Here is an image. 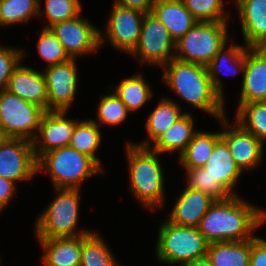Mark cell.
Returning a JSON list of instances; mask_svg holds the SVG:
<instances>
[{"mask_svg": "<svg viewBox=\"0 0 266 266\" xmlns=\"http://www.w3.org/2000/svg\"><path fill=\"white\" fill-rule=\"evenodd\" d=\"M187 188L201 191L215 200H224L233 196L220 182L215 181L203 168L186 169Z\"/></svg>", "mask_w": 266, "mask_h": 266, "instance_id": "33", "label": "cell"}, {"mask_svg": "<svg viewBox=\"0 0 266 266\" xmlns=\"http://www.w3.org/2000/svg\"><path fill=\"white\" fill-rule=\"evenodd\" d=\"M66 113L67 111H45L42 115L39 135L32 141L36 159L51 150L69 146L74 127L79 120L67 119ZM38 137H41V140Z\"/></svg>", "mask_w": 266, "mask_h": 266, "instance_id": "14", "label": "cell"}, {"mask_svg": "<svg viewBox=\"0 0 266 266\" xmlns=\"http://www.w3.org/2000/svg\"><path fill=\"white\" fill-rule=\"evenodd\" d=\"M235 122L264 143L266 140V101L238 105Z\"/></svg>", "mask_w": 266, "mask_h": 266, "instance_id": "31", "label": "cell"}, {"mask_svg": "<svg viewBox=\"0 0 266 266\" xmlns=\"http://www.w3.org/2000/svg\"><path fill=\"white\" fill-rule=\"evenodd\" d=\"M112 251L95 232L81 236L80 266H118Z\"/></svg>", "mask_w": 266, "mask_h": 266, "instance_id": "29", "label": "cell"}, {"mask_svg": "<svg viewBox=\"0 0 266 266\" xmlns=\"http://www.w3.org/2000/svg\"><path fill=\"white\" fill-rule=\"evenodd\" d=\"M76 58L52 65L44 70L48 95V111H67L77 90Z\"/></svg>", "mask_w": 266, "mask_h": 266, "instance_id": "12", "label": "cell"}, {"mask_svg": "<svg viewBox=\"0 0 266 266\" xmlns=\"http://www.w3.org/2000/svg\"><path fill=\"white\" fill-rule=\"evenodd\" d=\"M215 181L220 182L231 194L242 174L236 165L226 142L220 138L212 150L210 159L202 167Z\"/></svg>", "mask_w": 266, "mask_h": 266, "instance_id": "21", "label": "cell"}, {"mask_svg": "<svg viewBox=\"0 0 266 266\" xmlns=\"http://www.w3.org/2000/svg\"><path fill=\"white\" fill-rule=\"evenodd\" d=\"M193 120L192 115L185 112L180 119L154 142L153 148L150 149L160 154L176 152L178 150L180 155L197 132L194 129L195 124Z\"/></svg>", "mask_w": 266, "mask_h": 266, "instance_id": "24", "label": "cell"}, {"mask_svg": "<svg viewBox=\"0 0 266 266\" xmlns=\"http://www.w3.org/2000/svg\"><path fill=\"white\" fill-rule=\"evenodd\" d=\"M182 266H212L207 256L197 258L193 261L183 264Z\"/></svg>", "mask_w": 266, "mask_h": 266, "instance_id": "42", "label": "cell"}, {"mask_svg": "<svg viewBox=\"0 0 266 266\" xmlns=\"http://www.w3.org/2000/svg\"><path fill=\"white\" fill-rule=\"evenodd\" d=\"M81 17L79 14L50 27L70 58L94 53L104 41L101 32Z\"/></svg>", "mask_w": 266, "mask_h": 266, "instance_id": "10", "label": "cell"}, {"mask_svg": "<svg viewBox=\"0 0 266 266\" xmlns=\"http://www.w3.org/2000/svg\"><path fill=\"white\" fill-rule=\"evenodd\" d=\"M144 15L113 3L103 37H107L114 48L131 54L138 44Z\"/></svg>", "mask_w": 266, "mask_h": 266, "instance_id": "13", "label": "cell"}, {"mask_svg": "<svg viewBox=\"0 0 266 266\" xmlns=\"http://www.w3.org/2000/svg\"><path fill=\"white\" fill-rule=\"evenodd\" d=\"M266 101V47H249L238 105Z\"/></svg>", "mask_w": 266, "mask_h": 266, "instance_id": "16", "label": "cell"}, {"mask_svg": "<svg viewBox=\"0 0 266 266\" xmlns=\"http://www.w3.org/2000/svg\"><path fill=\"white\" fill-rule=\"evenodd\" d=\"M38 240L45 250L44 266H80L81 236Z\"/></svg>", "mask_w": 266, "mask_h": 266, "instance_id": "22", "label": "cell"}, {"mask_svg": "<svg viewBox=\"0 0 266 266\" xmlns=\"http://www.w3.org/2000/svg\"><path fill=\"white\" fill-rule=\"evenodd\" d=\"M49 172L54 188L80 189L83 180L93 177L103 169L89 156L70 146L42 154L37 159V172Z\"/></svg>", "mask_w": 266, "mask_h": 266, "instance_id": "4", "label": "cell"}, {"mask_svg": "<svg viewBox=\"0 0 266 266\" xmlns=\"http://www.w3.org/2000/svg\"><path fill=\"white\" fill-rule=\"evenodd\" d=\"M58 195L36 220L38 239L77 237L92 231L76 232L79 220L80 189L55 188Z\"/></svg>", "mask_w": 266, "mask_h": 266, "instance_id": "5", "label": "cell"}, {"mask_svg": "<svg viewBox=\"0 0 266 266\" xmlns=\"http://www.w3.org/2000/svg\"><path fill=\"white\" fill-rule=\"evenodd\" d=\"M251 239L210 243L207 257L212 266H249Z\"/></svg>", "mask_w": 266, "mask_h": 266, "instance_id": "25", "label": "cell"}, {"mask_svg": "<svg viewBox=\"0 0 266 266\" xmlns=\"http://www.w3.org/2000/svg\"><path fill=\"white\" fill-rule=\"evenodd\" d=\"M175 50L176 42L167 28L151 12L146 13L138 44L131 54L139 56L141 64L147 62L163 67L175 57Z\"/></svg>", "mask_w": 266, "mask_h": 266, "instance_id": "9", "label": "cell"}, {"mask_svg": "<svg viewBox=\"0 0 266 266\" xmlns=\"http://www.w3.org/2000/svg\"><path fill=\"white\" fill-rule=\"evenodd\" d=\"M82 10L81 2L79 0H45V11L41 12L39 3V16L42 14L48 18V25L50 28L56 23L63 22L77 17Z\"/></svg>", "mask_w": 266, "mask_h": 266, "instance_id": "35", "label": "cell"}, {"mask_svg": "<svg viewBox=\"0 0 266 266\" xmlns=\"http://www.w3.org/2000/svg\"><path fill=\"white\" fill-rule=\"evenodd\" d=\"M180 107L173 100L162 98L146 122L147 133L150 141L155 142L185 113H181Z\"/></svg>", "mask_w": 266, "mask_h": 266, "instance_id": "27", "label": "cell"}, {"mask_svg": "<svg viewBox=\"0 0 266 266\" xmlns=\"http://www.w3.org/2000/svg\"><path fill=\"white\" fill-rule=\"evenodd\" d=\"M227 22H198L176 42L174 58L207 66L227 43Z\"/></svg>", "mask_w": 266, "mask_h": 266, "instance_id": "7", "label": "cell"}, {"mask_svg": "<svg viewBox=\"0 0 266 266\" xmlns=\"http://www.w3.org/2000/svg\"><path fill=\"white\" fill-rule=\"evenodd\" d=\"M219 121L227 127L221 132V138L226 142L239 169L243 172L257 167L263 157L264 143L243 129L237 122L231 128V126L228 127L225 117Z\"/></svg>", "mask_w": 266, "mask_h": 266, "instance_id": "15", "label": "cell"}, {"mask_svg": "<svg viewBox=\"0 0 266 266\" xmlns=\"http://www.w3.org/2000/svg\"><path fill=\"white\" fill-rule=\"evenodd\" d=\"M16 183L0 177V208L3 210L15 194Z\"/></svg>", "mask_w": 266, "mask_h": 266, "instance_id": "40", "label": "cell"}, {"mask_svg": "<svg viewBox=\"0 0 266 266\" xmlns=\"http://www.w3.org/2000/svg\"><path fill=\"white\" fill-rule=\"evenodd\" d=\"M215 201L206 193L186 187L179 195L167 220L179 226L197 227Z\"/></svg>", "mask_w": 266, "mask_h": 266, "instance_id": "19", "label": "cell"}, {"mask_svg": "<svg viewBox=\"0 0 266 266\" xmlns=\"http://www.w3.org/2000/svg\"><path fill=\"white\" fill-rule=\"evenodd\" d=\"M248 47H266V0H234Z\"/></svg>", "mask_w": 266, "mask_h": 266, "instance_id": "18", "label": "cell"}, {"mask_svg": "<svg viewBox=\"0 0 266 266\" xmlns=\"http://www.w3.org/2000/svg\"><path fill=\"white\" fill-rule=\"evenodd\" d=\"M221 133L197 131L189 145L179 155V162L185 169L202 168L210 159L215 143Z\"/></svg>", "mask_w": 266, "mask_h": 266, "instance_id": "26", "label": "cell"}, {"mask_svg": "<svg viewBox=\"0 0 266 266\" xmlns=\"http://www.w3.org/2000/svg\"><path fill=\"white\" fill-rule=\"evenodd\" d=\"M22 57L21 49L0 46V92L7 88L12 71L21 63Z\"/></svg>", "mask_w": 266, "mask_h": 266, "instance_id": "38", "label": "cell"}, {"mask_svg": "<svg viewBox=\"0 0 266 266\" xmlns=\"http://www.w3.org/2000/svg\"><path fill=\"white\" fill-rule=\"evenodd\" d=\"M266 220V211L245 202L238 195L216 200L197 228L207 242L245 241ZM251 232V233H250Z\"/></svg>", "mask_w": 266, "mask_h": 266, "instance_id": "1", "label": "cell"}, {"mask_svg": "<svg viewBox=\"0 0 266 266\" xmlns=\"http://www.w3.org/2000/svg\"><path fill=\"white\" fill-rule=\"evenodd\" d=\"M162 68L164 82L179 97L216 119L225 117V99L212 87L207 66L173 58Z\"/></svg>", "mask_w": 266, "mask_h": 266, "instance_id": "2", "label": "cell"}, {"mask_svg": "<svg viewBox=\"0 0 266 266\" xmlns=\"http://www.w3.org/2000/svg\"><path fill=\"white\" fill-rule=\"evenodd\" d=\"M6 90L48 111L47 86L43 72L19 63L12 71Z\"/></svg>", "mask_w": 266, "mask_h": 266, "instance_id": "17", "label": "cell"}, {"mask_svg": "<svg viewBox=\"0 0 266 266\" xmlns=\"http://www.w3.org/2000/svg\"><path fill=\"white\" fill-rule=\"evenodd\" d=\"M226 45L227 43L217 52L213 60L207 65V70L210 77V81L212 83V87L223 99H224L223 96L224 88L222 86L223 84L220 81L221 79H219L217 74L223 72L222 70L225 67V65L226 67H228V69H230L229 70L230 72H227L228 75L231 74L235 75L244 71V65L246 62V53L249 48L248 46L244 47L243 45L241 46L233 44L230 45L229 49L227 48V50L225 51L224 49L226 48Z\"/></svg>", "mask_w": 266, "mask_h": 266, "instance_id": "23", "label": "cell"}, {"mask_svg": "<svg viewBox=\"0 0 266 266\" xmlns=\"http://www.w3.org/2000/svg\"><path fill=\"white\" fill-rule=\"evenodd\" d=\"M38 12L39 0H0V25L27 22Z\"/></svg>", "mask_w": 266, "mask_h": 266, "instance_id": "32", "label": "cell"}, {"mask_svg": "<svg viewBox=\"0 0 266 266\" xmlns=\"http://www.w3.org/2000/svg\"><path fill=\"white\" fill-rule=\"evenodd\" d=\"M155 0H115L114 4L138 10L144 14L150 13Z\"/></svg>", "mask_w": 266, "mask_h": 266, "instance_id": "41", "label": "cell"}, {"mask_svg": "<svg viewBox=\"0 0 266 266\" xmlns=\"http://www.w3.org/2000/svg\"><path fill=\"white\" fill-rule=\"evenodd\" d=\"M99 126L92 120L78 121L74 127L73 135L69 146L91 157L100 167V159H98L95 151L101 143V132Z\"/></svg>", "mask_w": 266, "mask_h": 266, "instance_id": "30", "label": "cell"}, {"mask_svg": "<svg viewBox=\"0 0 266 266\" xmlns=\"http://www.w3.org/2000/svg\"><path fill=\"white\" fill-rule=\"evenodd\" d=\"M37 47L40 56L48 63L46 67L60 64L71 59L51 28H42Z\"/></svg>", "mask_w": 266, "mask_h": 266, "instance_id": "36", "label": "cell"}, {"mask_svg": "<svg viewBox=\"0 0 266 266\" xmlns=\"http://www.w3.org/2000/svg\"><path fill=\"white\" fill-rule=\"evenodd\" d=\"M198 22H227L223 0H182Z\"/></svg>", "mask_w": 266, "mask_h": 266, "instance_id": "34", "label": "cell"}, {"mask_svg": "<svg viewBox=\"0 0 266 266\" xmlns=\"http://www.w3.org/2000/svg\"><path fill=\"white\" fill-rule=\"evenodd\" d=\"M37 174V159L31 141L10 138L0 146V177L26 181Z\"/></svg>", "mask_w": 266, "mask_h": 266, "instance_id": "11", "label": "cell"}, {"mask_svg": "<svg viewBox=\"0 0 266 266\" xmlns=\"http://www.w3.org/2000/svg\"><path fill=\"white\" fill-rule=\"evenodd\" d=\"M10 137L6 133L5 129L0 125V146L3 145Z\"/></svg>", "mask_w": 266, "mask_h": 266, "instance_id": "43", "label": "cell"}, {"mask_svg": "<svg viewBox=\"0 0 266 266\" xmlns=\"http://www.w3.org/2000/svg\"><path fill=\"white\" fill-rule=\"evenodd\" d=\"M158 235L156 256L160 262L182 266L207 255L209 243L197 227L179 226L166 219Z\"/></svg>", "mask_w": 266, "mask_h": 266, "instance_id": "6", "label": "cell"}, {"mask_svg": "<svg viewBox=\"0 0 266 266\" xmlns=\"http://www.w3.org/2000/svg\"><path fill=\"white\" fill-rule=\"evenodd\" d=\"M100 99L97 114L99 120H93L99 127L102 124L117 125L126 119L129 110L115 93L101 96Z\"/></svg>", "mask_w": 266, "mask_h": 266, "instance_id": "37", "label": "cell"}, {"mask_svg": "<svg viewBox=\"0 0 266 266\" xmlns=\"http://www.w3.org/2000/svg\"><path fill=\"white\" fill-rule=\"evenodd\" d=\"M151 13L167 28L175 42L198 23L182 0H155Z\"/></svg>", "mask_w": 266, "mask_h": 266, "instance_id": "20", "label": "cell"}, {"mask_svg": "<svg viewBox=\"0 0 266 266\" xmlns=\"http://www.w3.org/2000/svg\"><path fill=\"white\" fill-rule=\"evenodd\" d=\"M114 93L121 99L129 112L140 109L153 97L149 84L141 74L121 80Z\"/></svg>", "mask_w": 266, "mask_h": 266, "instance_id": "28", "label": "cell"}, {"mask_svg": "<svg viewBox=\"0 0 266 266\" xmlns=\"http://www.w3.org/2000/svg\"><path fill=\"white\" fill-rule=\"evenodd\" d=\"M249 266H266V239L257 236L251 239Z\"/></svg>", "mask_w": 266, "mask_h": 266, "instance_id": "39", "label": "cell"}, {"mask_svg": "<svg viewBox=\"0 0 266 266\" xmlns=\"http://www.w3.org/2000/svg\"><path fill=\"white\" fill-rule=\"evenodd\" d=\"M149 142L127 143L126 154L131 190L141 204L153 210L164 203V174L158 158L160 153L151 150Z\"/></svg>", "mask_w": 266, "mask_h": 266, "instance_id": "3", "label": "cell"}, {"mask_svg": "<svg viewBox=\"0 0 266 266\" xmlns=\"http://www.w3.org/2000/svg\"><path fill=\"white\" fill-rule=\"evenodd\" d=\"M45 110L7 91L0 92V125L10 138L33 141Z\"/></svg>", "mask_w": 266, "mask_h": 266, "instance_id": "8", "label": "cell"}]
</instances>
